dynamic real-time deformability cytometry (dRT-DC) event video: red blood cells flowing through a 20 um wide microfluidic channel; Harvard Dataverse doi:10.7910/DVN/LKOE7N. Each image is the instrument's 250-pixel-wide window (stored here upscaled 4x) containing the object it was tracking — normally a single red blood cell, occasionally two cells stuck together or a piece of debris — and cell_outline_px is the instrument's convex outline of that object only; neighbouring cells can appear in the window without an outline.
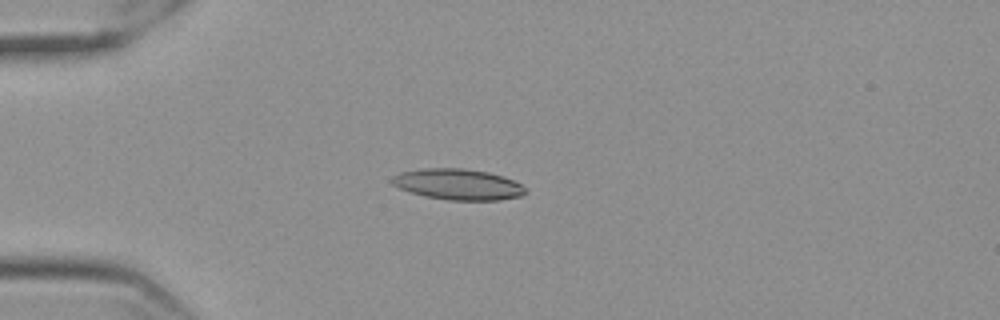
{"species": "Egyptian fruit bat (a non-hibernating species)", "species_latin": "Rousettus aegyptiacus", "temperature_condition": "cold", "stored_images_in_passage": 57, "camera_frame_rate_fps": 3000, "um_per_image_px": 0.085, "frame": {"image": 1, "passage_image": 15, "time_ms": 4.667, "image_size_px": [1000, 320], "cell_outline_px": [[528, 192], [520, 196], [500, 200], [448, 200], [424, 196], [408, 192], [392, 184], [392, 176], [400, 172], [424, 168], [464, 168], [488, 172], [512, 180], [520, 184]], "centroid_in_image_um": [38.9, 15.67], "position_along_channel_um": 46.1, "area_um2": 23.99}}
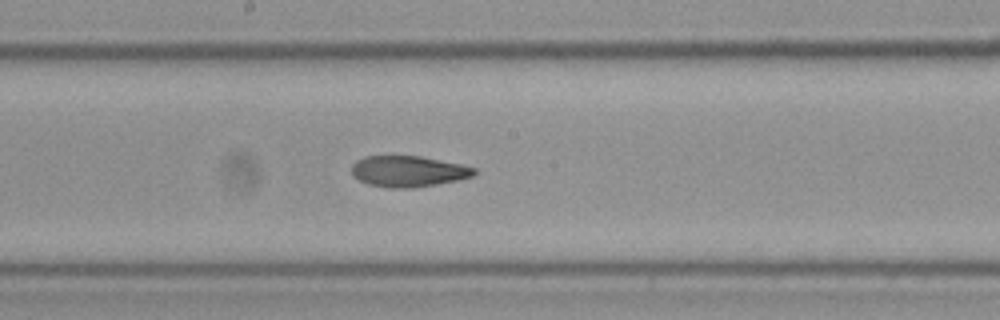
{"frame": {"image": 2, "passage_image": 31, "time_ms": 10.0, "image_size_px": [1000, 320], "cell_outline_px": [[476, 172], [472, 176], [460, 180], [412, 188], [388, 188], [368, 184], [352, 176], [352, 164], [356, 160], [364, 156], [420, 156], [460, 164], [476, 168]], "centroid_in_image_um": [34.68, 14.56], "position_along_channel_um": 213.5, "area_um2": 22.2}}
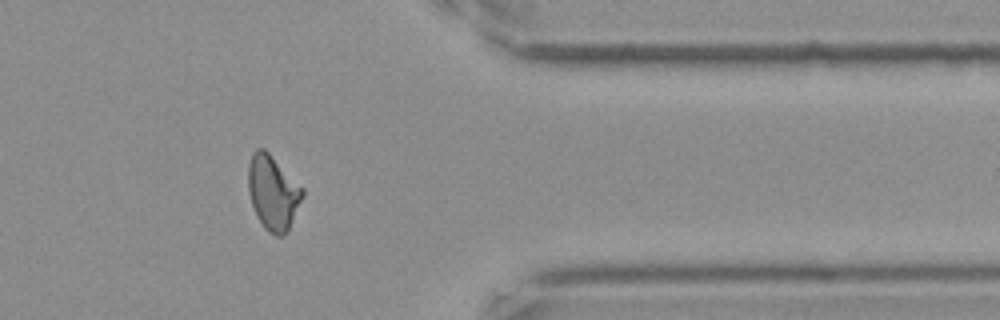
{"frame": {"image": 3, "passage_image": 47, "time_ms": 15.333, "image_size_px": [1000, 320], "cell_outline_px": [[304, 196], [288, 232], [280, 236], [276, 236], [268, 232], [264, 228], [256, 216], [252, 204], [248, 188], [248, 164], [252, 152], [256, 148], [264, 148], [304, 188]], "centroid_in_image_um": [23.21, 16.38], "position_along_channel_um": 388.2, "area_um2": 23.81}, "authors_computed_cell_mechanics": {"area_um2": 22.831, "velocity_mm_per_s": 3.5421, "shape_relaxation_time_tau1_ms": null, "shape_relaxation_time_tau2_ms": 2.5807, "deformation_change_tau1": null, "deformation_change_tau2": 0.0837}}